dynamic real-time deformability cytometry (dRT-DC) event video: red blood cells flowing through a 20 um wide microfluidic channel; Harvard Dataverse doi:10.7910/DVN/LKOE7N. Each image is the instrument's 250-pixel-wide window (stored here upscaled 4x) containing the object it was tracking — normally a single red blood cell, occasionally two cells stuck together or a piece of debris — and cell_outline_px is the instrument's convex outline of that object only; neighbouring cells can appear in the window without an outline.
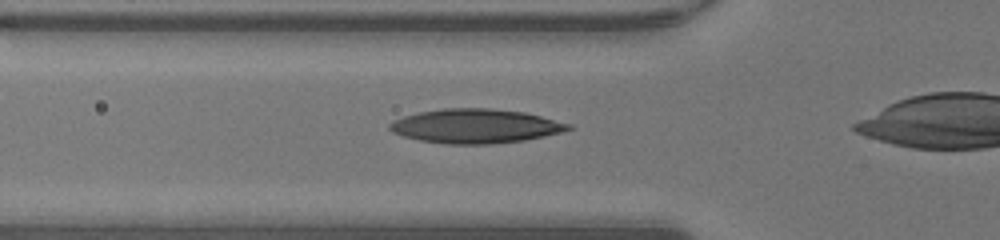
{"species": "human", "species_latin": "Homo sapiens", "temperature_condition": "warm", "stored_images_in_passage": 26, "camera_frame_rate_fps": 3000, "um_per_image_px": 0.085, "donor": {"sex": "male"}, "frame": {"image": 1, "passage_image": 4, "time_ms": 1.0, "image_size_px": [1000, 240], "cell_outline_px": [[572, 128], [560, 132], [544, 136], [524, 140], [488, 144], [444, 144], [420, 140], [404, 136], [392, 132], [388, 128], [388, 124], [392, 120], [404, 116], [420, 112], [444, 108], [488, 108], [524, 112], [572, 124]], "centroid_in_image_um": [40.38, 10.71], "position_along_channel_um": 85.4, "area_um2": 35.49}}
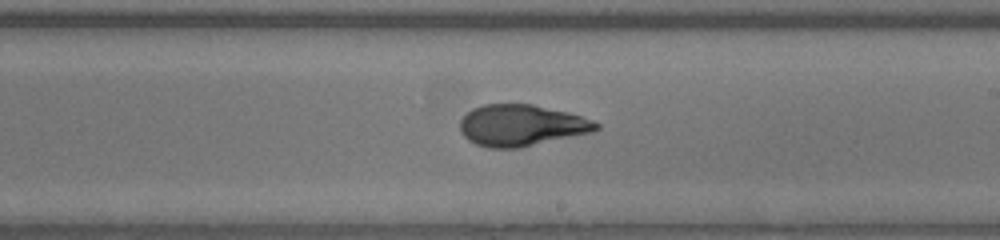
{"frame": {"image": 2, "passage_image": 15, "time_ms": 4.667, "image_size_px": [1000, 240], "cell_outline_px": [[600, 128], [592, 132], [520, 148], [488, 148], [476, 144], [468, 140], [460, 132], [460, 120], [472, 108], [484, 104], [532, 104], [568, 112], [592, 120], [600, 124]], "centroid_in_image_um": [44.3, 10.66], "position_along_channel_um": 244.7, "area_um2": 32.89}}
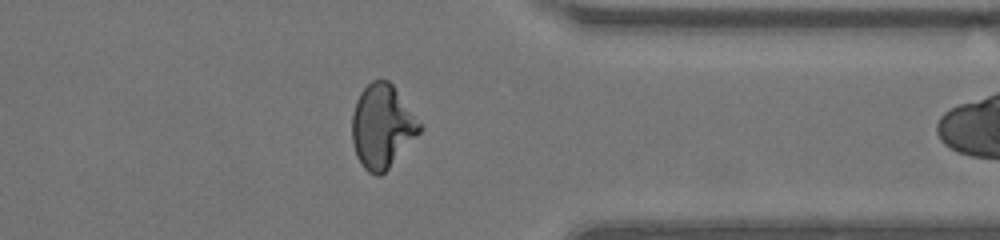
{"frame": {"image": 3, "passage_image": 25, "time_ms": 8.0, "image_size_px": [1000, 240], "cell_outline_px": [[424, 128], [388, 168], [380, 176], [376, 176], [368, 172], [360, 164], [356, 156], [352, 144], [352, 116], [356, 100], [360, 92], [372, 80], [388, 80], [392, 84]], "centroid_in_image_um": [32.46, 10.76], "position_along_channel_um": 378.9, "area_um2": 32.77}}